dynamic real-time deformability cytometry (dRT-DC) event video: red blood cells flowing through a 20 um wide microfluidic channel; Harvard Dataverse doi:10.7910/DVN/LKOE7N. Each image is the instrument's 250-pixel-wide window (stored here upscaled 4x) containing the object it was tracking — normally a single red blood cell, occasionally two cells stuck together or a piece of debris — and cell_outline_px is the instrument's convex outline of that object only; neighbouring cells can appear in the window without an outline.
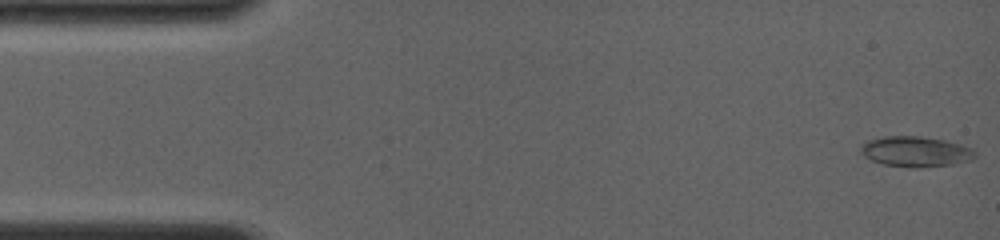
{"species": "common noctule bat (a hibernating species)", "species_latin": "Nyctalus noctula", "temperature_condition": "room temperature", "stored_images_in_passage": 38, "camera_frame_rate_fps": 4000, "um_per_image_px": 0.085, "animal": {"sex": "female", "body_mass_g": 19.0, "forearm_length_mm": 56.7}, "frame": {"image": 1, "passage_image": 1, "time_ms": 0.0, "image_size_px": [1000, 240], "cell_outline_px": [[976, 156], [968, 160], [952, 164], [916, 168], [912, 168], [884, 164], [872, 160], [864, 156], [860, 152], [860, 144], [868, 140], [884, 136], [920, 136], [944, 140], [960, 144], [972, 148], [976, 152]], "centroid_in_image_um": [77.8, 12.88], "position_along_channel_um": 7.2, "area_um2": 20.23}}
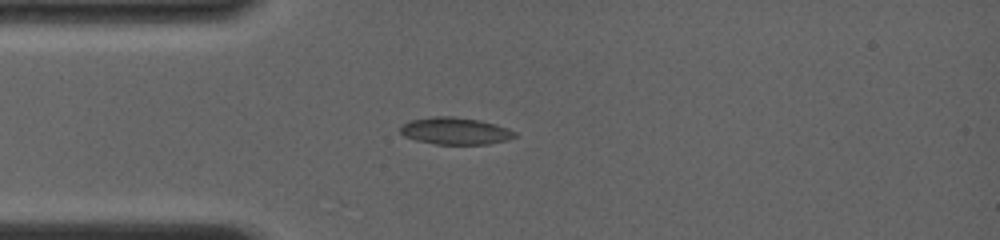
{"frame": {"image": 2, "passage_image": 24, "time_ms": 3.75, "image_size_px": [1000, 240], "cell_outline_px": [[516, 136], [508, 140], [488, 144], [436, 144], [416, 140], [404, 136], [400, 132], [400, 128], [404, 124], [412, 120], [432, 116], [452, 116], [480, 120], [496, 124], [508, 128], [516, 132]], "centroid_in_image_um": [38.73, 11.13], "position_along_channel_um": 46.3, "area_um2": 18.03}}
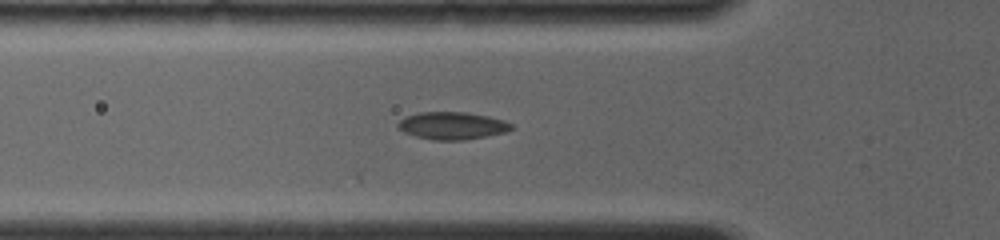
{"frame": {"image": 3, "passage_image": 34, "time_ms": 5.0, "image_size_px": [1000, 240], "cell_outline_px": [[516, 128], [504, 132], [464, 140], [432, 140], [416, 136], [404, 132], [396, 128], [396, 124], [400, 120], [408, 116], [420, 112], [468, 112], [488, 116], [504, 120], [512, 124]], "centroid_in_image_um": [38.44, 10.68], "position_along_channel_um": 87.4, "area_um2": 18.15}}